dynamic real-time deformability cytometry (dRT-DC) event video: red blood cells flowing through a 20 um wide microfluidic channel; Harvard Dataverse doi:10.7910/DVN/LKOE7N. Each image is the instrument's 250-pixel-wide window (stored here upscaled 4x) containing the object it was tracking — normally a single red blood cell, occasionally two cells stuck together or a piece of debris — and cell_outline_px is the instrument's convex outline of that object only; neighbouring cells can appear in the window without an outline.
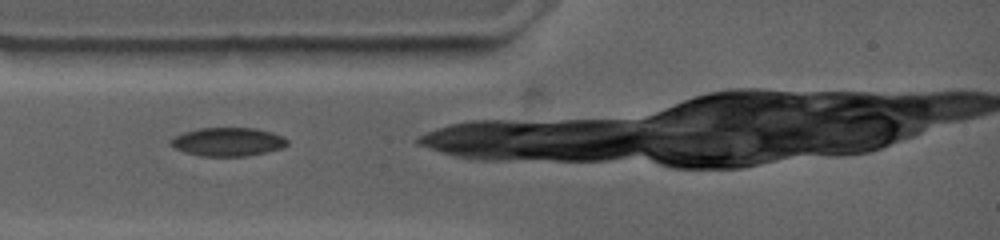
{"species": "common noctule bat (a hibernating species)", "species_latin": "Nyctalus noctula", "temperature_condition": "warm", "stored_images_in_passage": 11, "camera_frame_rate_fps": 4500, "um_per_image_px": 0.085, "animal": {"sex": "female", "body_mass_g": 19.0, "forearm_length_mm": 53.3}, "frame": {"image": 1, "passage_image": 1, "time_ms": 0.0, "image_size_px": [1000, 240], "cell_outline_px": [[288, 144], [280, 148], [264, 152], [244, 156], [200, 156], [176, 148], [168, 144], [168, 140], [172, 136], [184, 132], [200, 128], [256, 128], [272, 132], [284, 136], [288, 140]], "centroid_in_image_um": [19.34, 12.04], "position_along_channel_um": 65.7, "area_um2": 19.36}}